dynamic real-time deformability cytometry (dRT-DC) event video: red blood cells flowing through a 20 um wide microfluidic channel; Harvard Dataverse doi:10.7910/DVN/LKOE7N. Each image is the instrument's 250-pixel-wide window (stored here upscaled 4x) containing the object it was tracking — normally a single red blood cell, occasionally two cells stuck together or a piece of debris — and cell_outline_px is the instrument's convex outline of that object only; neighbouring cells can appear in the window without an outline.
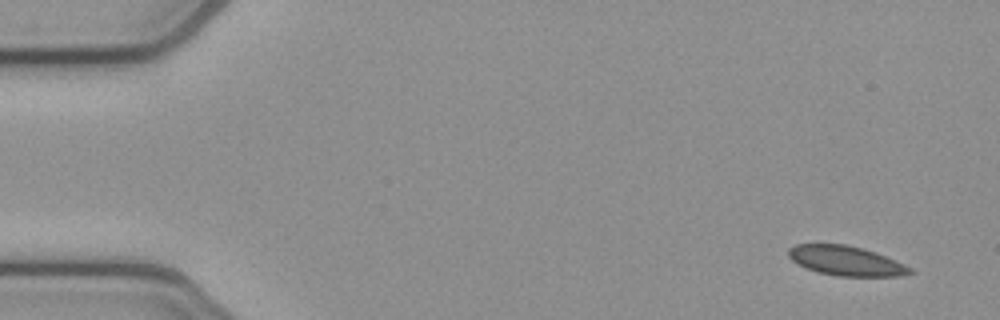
{"species": "common noctule bat (a hibernating species)", "species_latin": "Nyctalus noctula", "temperature_condition": "cold", "stored_images_in_passage": 3, "camera_frame_rate_fps": 3000, "um_per_image_px": 0.085, "animal": {"sex": "female", "body_mass_g": 21.9}, "frame": {"image": 1, "passage_image": 1, "time_ms": 0.0, "image_size_px": [1000, 320], "cell_outline_px": [[916, 272], [900, 276], [836, 276], [820, 272], [808, 268], [792, 260], [788, 256], [788, 248], [796, 244], [844, 244], [864, 248], [876, 252], [904, 264], [912, 268]], "centroid_in_image_um": [71.94, 22.16], "position_along_channel_um": 13.1, "area_um2": 20.92}}